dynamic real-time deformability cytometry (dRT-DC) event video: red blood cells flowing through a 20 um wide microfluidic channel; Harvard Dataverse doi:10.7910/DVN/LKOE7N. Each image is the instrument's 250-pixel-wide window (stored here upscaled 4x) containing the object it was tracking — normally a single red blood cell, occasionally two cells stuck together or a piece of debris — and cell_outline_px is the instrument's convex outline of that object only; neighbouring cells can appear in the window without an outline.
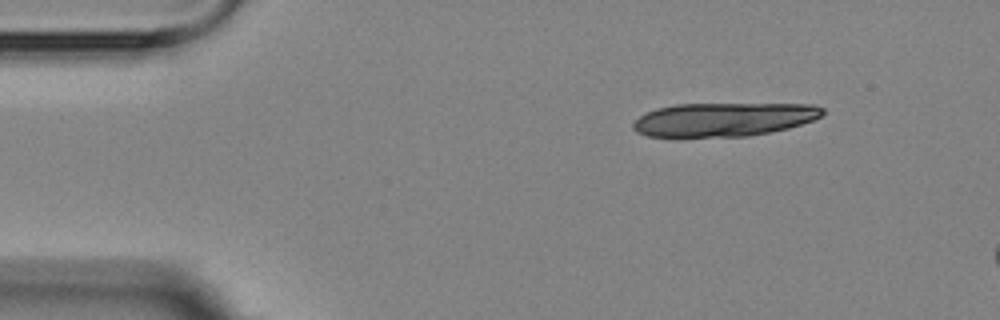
{"species": "Egyptian fruit bat (a non-hibernating species)", "species_latin": "Rousettus aegyptiacus", "temperature_condition": "room temperature", "stored_images_in_passage": 4, "camera_frame_rate_fps": 3000, "um_per_image_px": 0.085, "animal": {"sex": "female"}, "frame": {"image": 1, "passage_image": 1, "time_ms": 0.0, "image_size_px": [1000, 320], "cell_outline_px": [[824, 112], [820, 116], [812, 120], [788, 128], [772, 132], [748, 136], [648, 136], [636, 132], [632, 128], [632, 124], [640, 116], [656, 108], [676, 104], [812, 104], [824, 108]], "centroid_in_image_um": [61.52, 10.14], "position_along_channel_um": 23.5, "area_um2": 36.93}}